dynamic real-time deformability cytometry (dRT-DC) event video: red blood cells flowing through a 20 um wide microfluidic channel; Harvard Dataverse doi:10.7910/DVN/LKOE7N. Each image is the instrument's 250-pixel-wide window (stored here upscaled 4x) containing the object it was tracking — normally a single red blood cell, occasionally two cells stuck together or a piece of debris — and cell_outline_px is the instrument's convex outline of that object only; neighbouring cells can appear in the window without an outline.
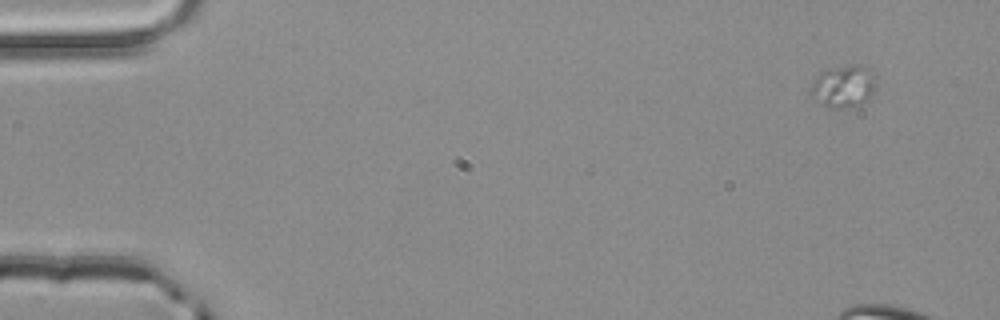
{"species": "common noctule bat (a hibernating species)", "species_latin": "Nyctalus noctula", "temperature_condition": "room temperature", "stored_images_in_passage": 5, "segment_of_instrument_passage": [2, 2], "camera_frame_rate_fps": 3000, "um_per_image_px": 0.085, "animal": {"sex": "male", "body_mass_g": 20.4}, "frame": {"image": 1, "passage_image": 5, "time_ms": 1.333, "image_size_px": [1000, 320], "cell_outline_px": [[876, 88], [868, 100], [860, 104], [840, 108], [828, 108], [820, 104], [808, 92], [812, 80], [824, 68], [848, 64], [860, 64], [876, 72]], "centroid_in_image_um": [71.69, 7.29], "position_along_channel_um": 13.3, "area_um2": 16.88}}